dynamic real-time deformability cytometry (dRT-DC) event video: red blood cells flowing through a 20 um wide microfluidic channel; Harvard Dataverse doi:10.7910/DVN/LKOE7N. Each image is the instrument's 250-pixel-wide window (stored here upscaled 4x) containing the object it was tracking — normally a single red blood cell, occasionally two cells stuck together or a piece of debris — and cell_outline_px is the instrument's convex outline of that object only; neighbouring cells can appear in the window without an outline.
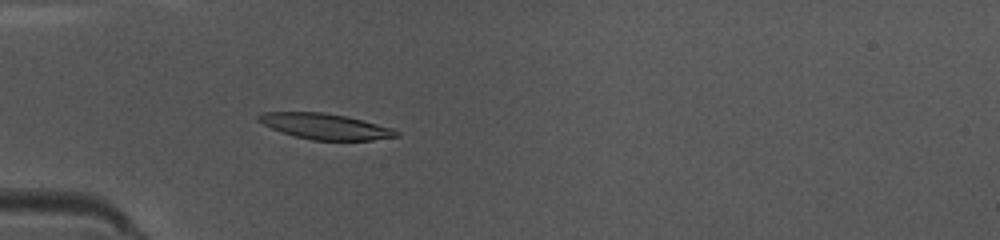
{"species": "common noctule bat (a hibernating species)", "species_latin": "Nyctalus noctula", "temperature_condition": "warm", "stored_images_in_passage": 43, "camera_frame_rate_fps": 3000, "um_per_image_px": 0.085, "animal": {"sex": "female", "body_mass_g": 10.0, "forearm_length_mm": 53.1}, "frame": {"image": 1, "passage_image": 9, "time_ms": 2.667, "image_size_px": [1000, 240], "cell_outline_px": [[400, 136], [372, 140], [312, 140], [296, 136], [272, 128], [256, 120], [256, 116], [264, 112], [324, 112], [344, 116], [392, 128], [400, 132]], "centroid_in_image_um": [27.64, 10.74], "position_along_channel_um": 57.4, "area_um2": 20.35}}
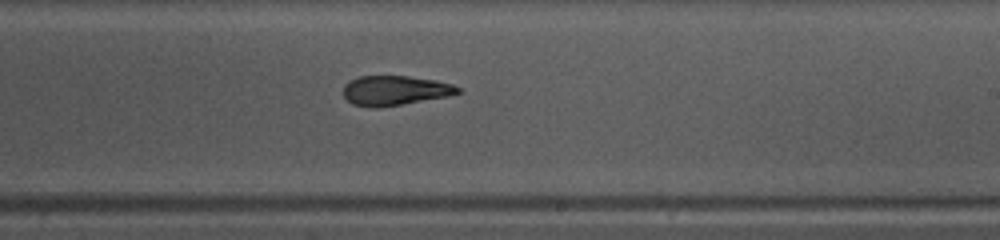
{"frame": {"image": 2, "passage_image": 24, "time_ms": 7.667, "image_size_px": [1000, 240], "cell_outline_px": [[460, 92], [448, 96], [376, 108], [368, 108], [352, 104], [344, 96], [344, 84], [360, 76], [408, 76], [436, 80], [452, 84], [460, 88]], "centroid_in_image_um": [33.55, 7.69], "position_along_channel_um": 255.4, "area_um2": 19.65}}
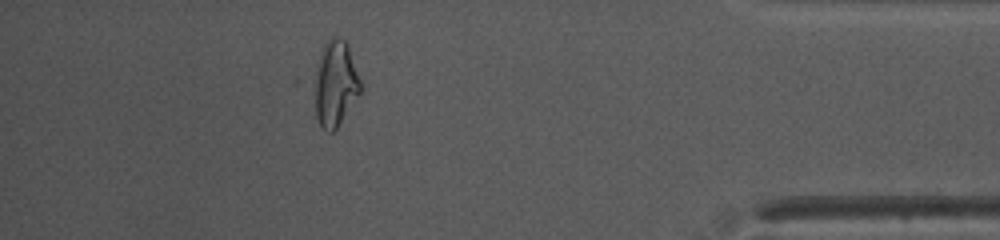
{"frame": {"image": 3, "passage_image": 38, "time_ms": 12.333, "image_size_px": [1000, 240], "cell_outline_px": [[364, 88], [336, 128], [332, 132], [328, 132], [320, 128], [316, 116], [308, 84], [308, 80], [316, 60], [324, 44], [332, 36], [340, 36], [348, 44]], "centroid_in_image_um": [28.4, 7.09], "position_along_channel_um": 406.8, "area_um2": 24.85}, "authors_computed_cell_mechanics": {"area_um2": 20.5768, "velocity_mm_per_s": 4.0607, "shape_relaxation_time_tau1_ms": 4.957, "shape_relaxation_time_tau2_ms": 2.3735, "deformation_change_tau1": 0.1951, "deformation_change_tau2": 0.115}}